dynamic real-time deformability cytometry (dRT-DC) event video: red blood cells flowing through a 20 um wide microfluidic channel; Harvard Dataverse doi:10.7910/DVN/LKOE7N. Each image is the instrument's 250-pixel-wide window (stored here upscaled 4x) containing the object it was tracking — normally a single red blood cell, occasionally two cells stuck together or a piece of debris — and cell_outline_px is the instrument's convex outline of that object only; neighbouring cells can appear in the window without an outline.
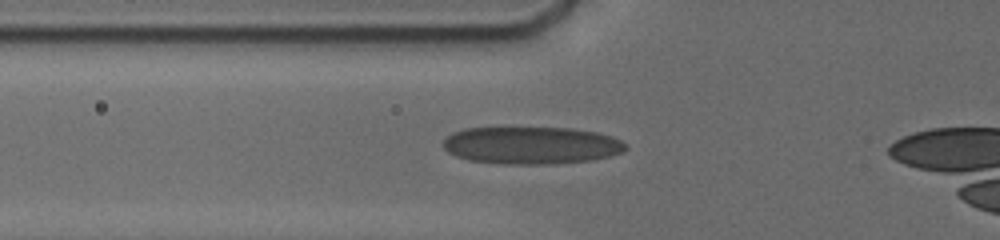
{"species": "human", "species_latin": "Homo sapiens", "temperature_condition": "cold", "stored_images_in_passage": 3, "camera_frame_rate_fps": 3000, "um_per_image_px": 0.085, "donor": {"sex": "male"}, "frame": {"image": 1, "passage_image": 2, "time_ms": 0.333, "image_size_px": [1000, 240], "cell_outline_px": [[628, 148], [624, 152], [592, 160], [552, 164], [504, 164], [468, 160], [456, 156], [448, 152], [444, 148], [444, 140], [452, 132], [464, 128], [572, 128], [596, 132], [612, 136], [628, 144]], "centroid_in_image_um": [45.19, 12.35], "position_along_channel_um": 80.6, "area_um2": 39.94}}